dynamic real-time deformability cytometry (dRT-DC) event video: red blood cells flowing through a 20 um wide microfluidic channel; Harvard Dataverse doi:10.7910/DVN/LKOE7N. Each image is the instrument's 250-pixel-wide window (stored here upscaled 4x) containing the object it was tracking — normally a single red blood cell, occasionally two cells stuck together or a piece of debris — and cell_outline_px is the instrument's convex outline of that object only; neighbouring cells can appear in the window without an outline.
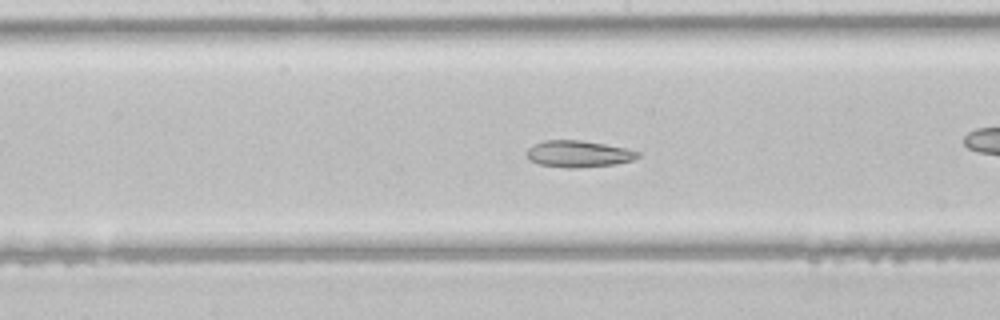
{"species": "common noctule bat (a hibernating species)", "species_latin": "Nyctalus noctula", "temperature_condition": "room temperature", "stored_images_in_passage": 33, "camera_frame_rate_fps": 3000, "um_per_image_px": 0.085, "animal": {"sex": "male", "body_mass_g": 21.5, "forearm_length_mm": 52.0}, "frame": {"image": 1, "passage_image": 10, "time_ms": 3.0, "image_size_px": [1000, 320], "cell_outline_px": [[640, 156], [632, 160], [616, 164], [576, 168], [564, 168], [536, 164], [528, 160], [528, 148], [532, 144], [544, 140], [580, 140], [604, 144], [624, 148], [640, 152]], "centroid_in_image_um": [49.13, 13.09], "position_along_channel_um": 199.1, "area_um2": 17.34}}